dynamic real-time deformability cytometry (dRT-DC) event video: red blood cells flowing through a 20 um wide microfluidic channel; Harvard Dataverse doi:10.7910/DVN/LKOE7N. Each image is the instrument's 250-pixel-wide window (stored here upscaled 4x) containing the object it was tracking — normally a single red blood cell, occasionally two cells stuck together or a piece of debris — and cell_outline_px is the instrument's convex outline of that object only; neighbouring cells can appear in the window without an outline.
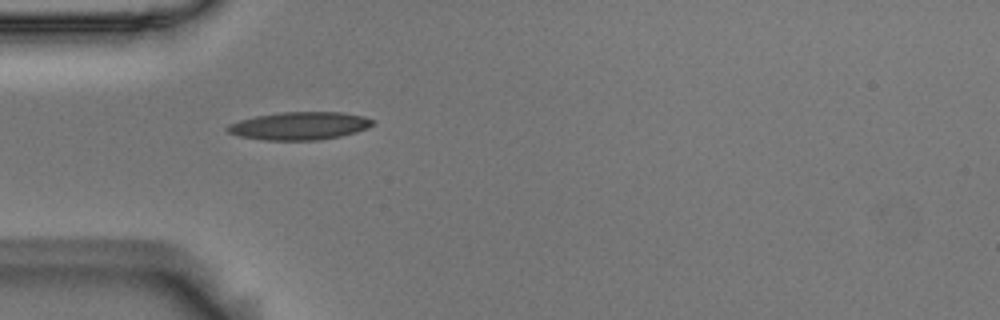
{"species": "Egyptian fruit bat (a non-hibernating species)", "species_latin": "Rousettus aegyptiacus", "temperature_condition": "room temperature", "stored_images_in_passage": 39, "camera_frame_rate_fps": 3000, "um_per_image_px": 0.085, "animal": {"sex": "male"}, "frame": {"image": 1, "passage_image": 1, "time_ms": 0.0, "image_size_px": [1000, 320], "cell_outline_px": [[376, 124], [368, 128], [356, 132], [340, 136], [320, 140], [264, 140], [240, 136], [228, 132], [224, 128], [228, 124], [240, 120], [256, 116], [280, 112], [344, 112], [364, 116], [376, 120]], "centroid_in_image_um": [25.51, 10.69], "position_along_channel_um": 59.5, "area_um2": 23.81}}
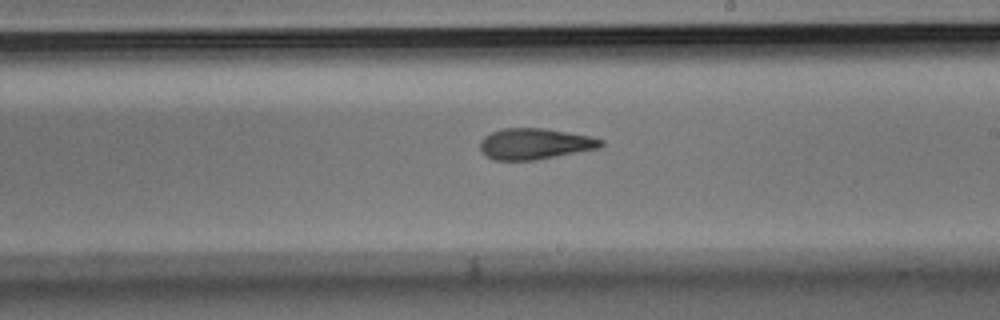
{"frame": {"image": 2, "passage_image": 16, "time_ms": 5.0, "image_size_px": [1000, 320], "cell_outline_px": [[604, 144], [600, 148], [536, 160], [492, 160], [480, 152], [480, 140], [484, 136], [492, 132], [504, 128], [544, 128], [592, 136], [604, 140]], "centroid_in_image_um": [45.46, 12.23], "position_along_channel_um": 243.5, "area_um2": 22.08}}
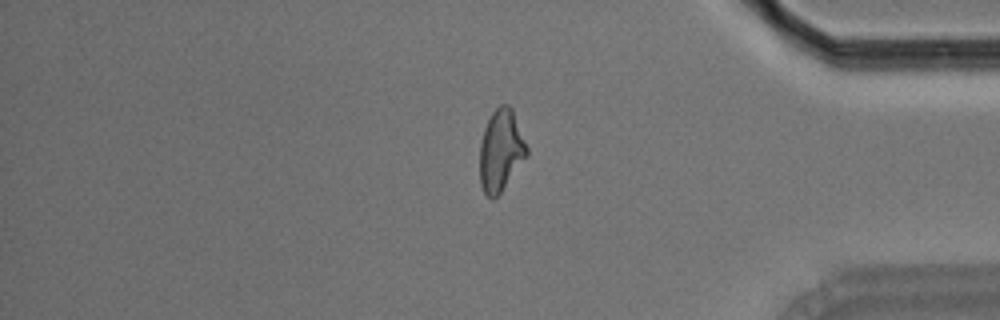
{"frame": {"image": 3, "passage_image": 30, "time_ms": 9.667, "image_size_px": [1000, 320], "cell_outline_px": [[528, 156], [500, 192], [492, 200], [484, 192], [480, 184], [480, 144], [484, 128], [492, 112], [500, 104], [508, 104], [512, 108], [528, 148]], "centroid_in_image_um": [42.58, 12.78], "position_along_channel_um": 392.6, "area_um2": 22.31}, "authors_computed_cell_mechanics": {"area_um2": 22.253, "velocity_mm_per_s": 3.7197, "shape_relaxation_time_tau1_ms": 5.0608, "shape_relaxation_time_tau2_ms": 2.5929, "deformation_change_tau1": 0.1848, "deformation_change_tau2": 0.1185}}